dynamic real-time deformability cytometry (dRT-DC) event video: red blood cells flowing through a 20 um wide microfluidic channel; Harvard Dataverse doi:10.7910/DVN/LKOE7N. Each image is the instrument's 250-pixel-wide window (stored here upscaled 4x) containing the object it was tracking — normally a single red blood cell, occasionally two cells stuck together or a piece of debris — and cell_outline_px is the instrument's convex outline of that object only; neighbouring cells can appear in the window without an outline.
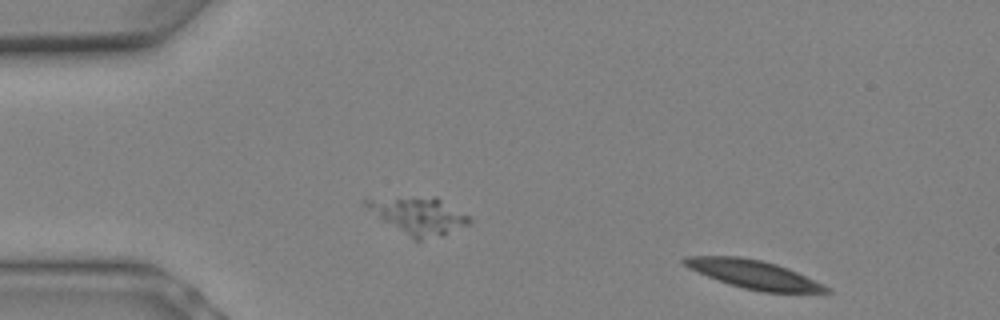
{"species": "Egyptian fruit bat (a non-hibernating species)", "species_latin": "Rousettus aegyptiacus", "temperature_condition": "warm", "stored_images_in_passage": 4, "segment_of_instrument_passage": [2, 2], "camera_frame_rate_fps": 3000, "um_per_image_px": 0.085, "animal": {"sex": "female"}, "frame": {"image": 1, "passage_image": 4, "time_ms": 1.0, "image_size_px": [1000, 320], "cell_outline_px": [[832, 292], [764, 292], [744, 288], [708, 276], [688, 268], [680, 260], [684, 256], [740, 256], [760, 260], [776, 264], [788, 268], [832, 288]], "centroid_in_image_um": [64.07, 23.31], "position_along_channel_um": 20.9, "area_um2": 23.24}}